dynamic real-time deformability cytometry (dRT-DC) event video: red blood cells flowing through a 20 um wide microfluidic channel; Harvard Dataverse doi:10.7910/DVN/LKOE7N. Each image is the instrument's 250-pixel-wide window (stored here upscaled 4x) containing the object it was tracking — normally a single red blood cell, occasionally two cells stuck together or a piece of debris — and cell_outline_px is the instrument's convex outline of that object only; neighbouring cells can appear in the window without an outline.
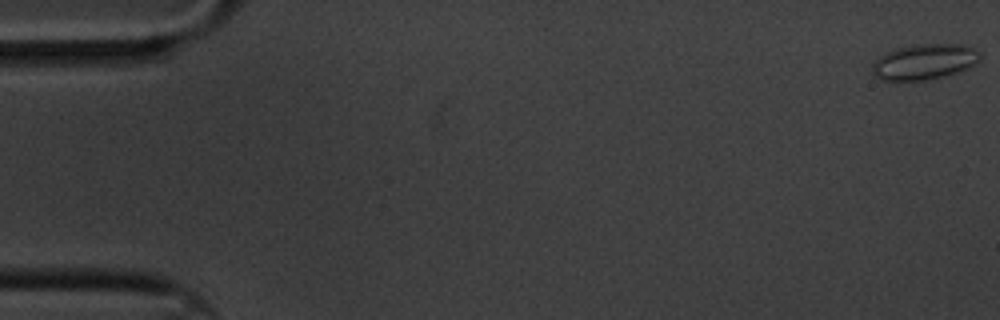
{"species": "common noctule bat (a hibernating species)", "species_latin": "Nyctalus noctula", "temperature_condition": "cold", "stored_images_in_passage": 61, "camera_frame_rate_fps": 3000, "um_per_image_px": 0.085, "animal": {"sex": "male", "body_mass_g": 20.1, "forearm_length_mm": 53.5}, "frame": {"image": 1, "passage_image": 1, "time_ms": 0.0, "image_size_px": [1000, 320], "cell_outline_px": [[980, 60], [964, 68], [928, 80], [880, 80], [872, 72], [872, 64], [884, 52], [896, 48], [920, 44], [964, 44], [980, 52]], "centroid_in_image_um": [78.51, 5.23], "position_along_channel_um": 6.5, "area_um2": 21.91}}
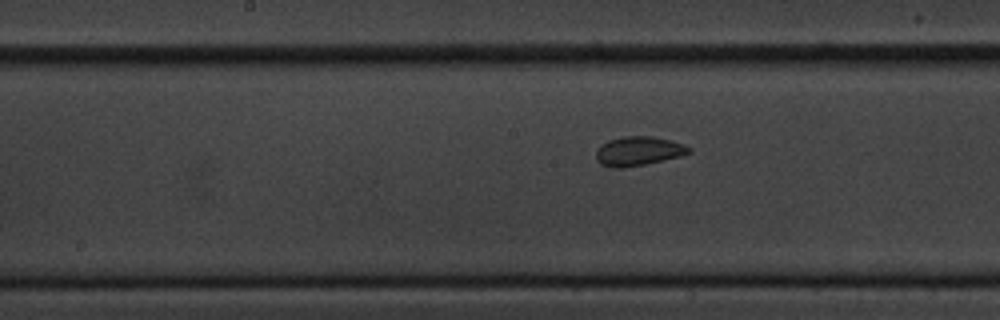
{"frame": {"image": 2, "passage_image": 31, "time_ms": 10.0, "image_size_px": [1000, 320], "cell_outline_px": [[692, 152], [680, 156], [644, 164], [620, 168], [608, 168], [600, 164], [596, 160], [596, 148], [600, 144], [608, 140], [624, 136], [652, 136], [684, 144], [692, 148]], "centroid_in_image_um": [54.22, 12.84], "position_along_channel_um": 194.0, "area_um2": 15.9}}
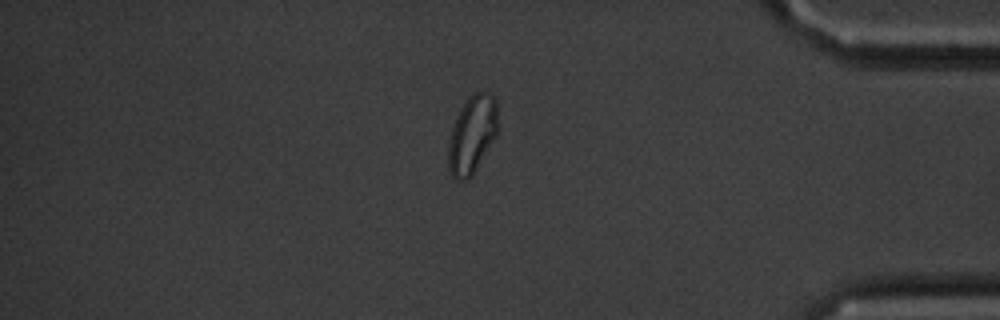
{"frame": {"image": 3, "passage_image": 52, "time_ms": 17.0, "image_size_px": [1000, 320], "cell_outline_px": [[496, 136], [472, 176], [468, 180], [456, 180], [448, 172], [448, 140], [456, 116], [460, 108], [468, 96], [476, 92], [484, 92], [492, 96], [496, 100]], "centroid_in_image_um": [40.09, 11.48], "position_along_channel_um": 395.1, "area_um2": 22.43}}